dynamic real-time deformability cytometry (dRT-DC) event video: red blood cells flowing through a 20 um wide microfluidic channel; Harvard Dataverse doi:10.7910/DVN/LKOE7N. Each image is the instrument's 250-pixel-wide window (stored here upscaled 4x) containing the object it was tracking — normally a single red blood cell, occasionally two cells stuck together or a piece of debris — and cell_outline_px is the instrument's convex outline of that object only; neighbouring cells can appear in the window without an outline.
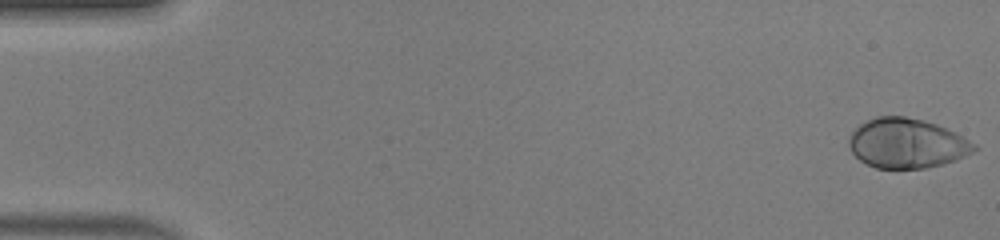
{"species": "human", "species_latin": "Homo sapiens", "temperature_condition": "warm", "stored_images_in_passage": 49, "camera_frame_rate_fps": 3000, "um_per_image_px": 0.085, "donor": {"sex": "male"}, "frame": {"image": 1, "passage_image": 1, "time_ms": 0.0, "image_size_px": [1000, 240], "cell_outline_px": [[980, 148], [964, 156], [944, 164], [924, 168], [876, 168], [860, 160], [848, 148], [848, 136], [860, 124], [876, 116], [904, 116], [924, 120], [936, 124], [976, 144]], "centroid_in_image_um": [77.05, 12.18], "position_along_channel_um": 8.0, "area_um2": 36.07}}
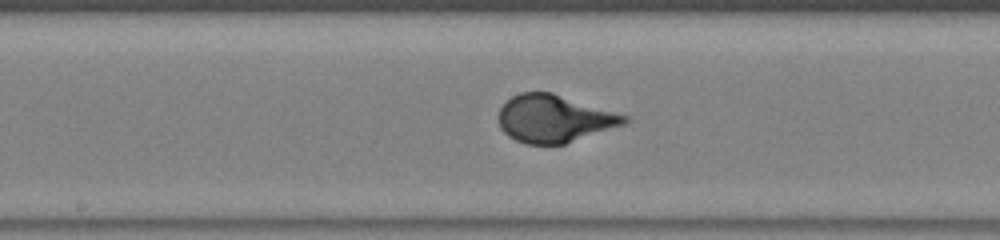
{"frame": {"image": 2, "passage_image": 26, "time_ms": 8.333, "image_size_px": [1000, 240], "cell_outline_px": [[632, 120], [624, 124], [564, 144], [524, 144], [508, 136], [500, 128], [496, 116], [500, 108], [512, 96], [520, 92], [552, 92], [632, 116]], "centroid_in_image_um": [47.12, 10.07], "position_along_channel_um": 201.1, "area_um2": 35.2}}
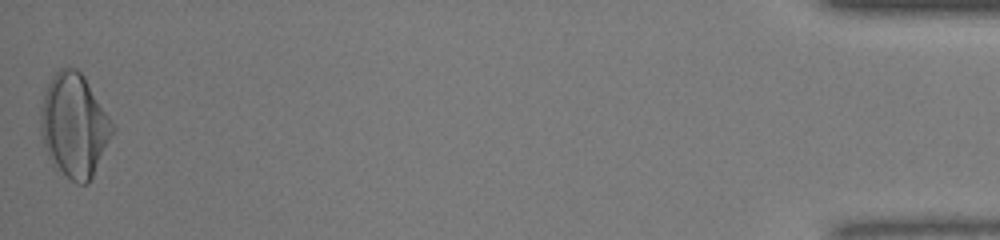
{"frame": {"image": 3, "passage_image": 49, "time_ms": 16.0, "image_size_px": [1000, 240], "cell_outline_px": [[116, 132], [88, 184], [76, 184], [52, 164], [48, 156], [40, 132], [40, 108], [44, 92], [52, 76], [60, 68], [76, 68], [84, 76], [116, 128]], "centroid_in_image_um": [6.32, 10.68], "position_along_channel_um": 428.9, "area_um2": 43.52}}